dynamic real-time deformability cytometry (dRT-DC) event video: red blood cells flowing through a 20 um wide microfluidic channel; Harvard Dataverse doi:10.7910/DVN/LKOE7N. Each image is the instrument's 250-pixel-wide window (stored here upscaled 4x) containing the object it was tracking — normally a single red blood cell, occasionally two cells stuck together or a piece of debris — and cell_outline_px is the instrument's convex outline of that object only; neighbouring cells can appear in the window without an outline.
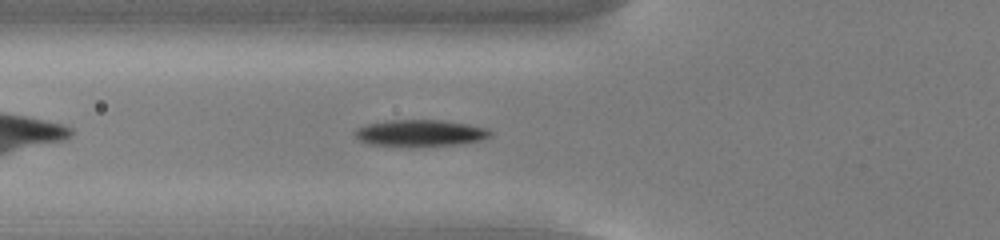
{"species": "common noctule bat (a hibernating species)", "species_latin": "Nyctalus noctula", "temperature_condition": "cold", "stored_images_in_passage": 40, "camera_frame_rate_fps": 3000, "um_per_image_px": 0.085, "animal": {"sex": "male", "body_mass_g": 13.0, "forearm_length_mm": 53.1}, "frame": {"image": 1, "passage_image": 6, "time_ms": 1.667, "image_size_px": [1000, 240], "cell_outline_px": [[492, 136], [484, 140], [456, 144], [408, 148], [368, 144], [360, 140], [352, 132], [356, 128], [368, 124], [388, 120], [444, 120], [468, 124], [488, 128], [492, 132]], "centroid_in_image_um": [35.72, 11.33], "position_along_channel_um": 90.1, "area_um2": 21.62}}
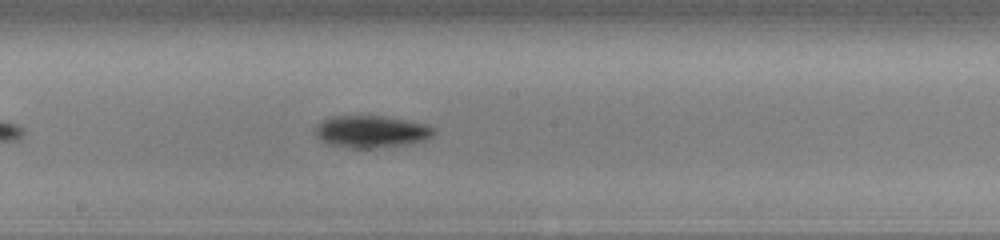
{"frame": {"image": 2, "passage_image": 16, "time_ms": 5.0, "image_size_px": [1000, 240], "cell_outline_px": [[436, 132], [432, 136], [424, 140], [412, 144], [376, 148], [348, 148], [328, 144], [320, 140], [316, 136], [316, 124], [332, 116], [384, 116], [428, 124], [436, 128]], "centroid_in_image_um": [31.6, 11.19], "position_along_channel_um": 216.6, "area_um2": 22.48}}
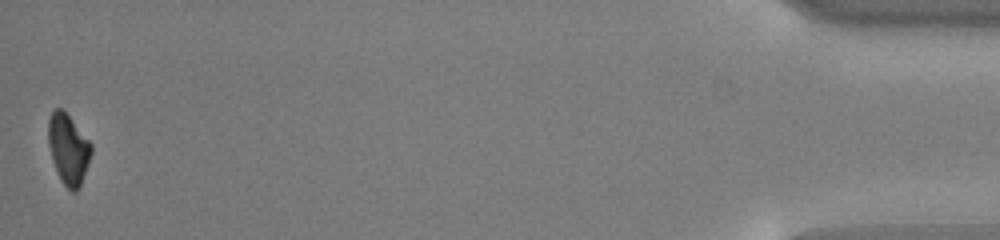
{"frame": {"image": 3, "passage_image": 40, "time_ms": 13.0, "image_size_px": [1000, 240], "cell_outline_px": [[92, 152], [80, 188], [76, 192], [72, 192], [60, 180], [52, 160], [48, 144], [48, 120], [52, 108], [60, 108], [68, 116], [92, 144]], "centroid_in_image_um": [5.79, 12.69], "position_along_channel_um": 429.4, "area_um2": 17.57}, "authors_computed_cell_mechanics": {"area_um2": 20.6057, "velocity_mm_per_s": 3.789, "shape_relaxation_time_tau1_ms": 1.7944, "shape_relaxation_time_tau2_ms": null, "deformation_change_tau1": 0.1324, "deformation_change_tau2": null}}